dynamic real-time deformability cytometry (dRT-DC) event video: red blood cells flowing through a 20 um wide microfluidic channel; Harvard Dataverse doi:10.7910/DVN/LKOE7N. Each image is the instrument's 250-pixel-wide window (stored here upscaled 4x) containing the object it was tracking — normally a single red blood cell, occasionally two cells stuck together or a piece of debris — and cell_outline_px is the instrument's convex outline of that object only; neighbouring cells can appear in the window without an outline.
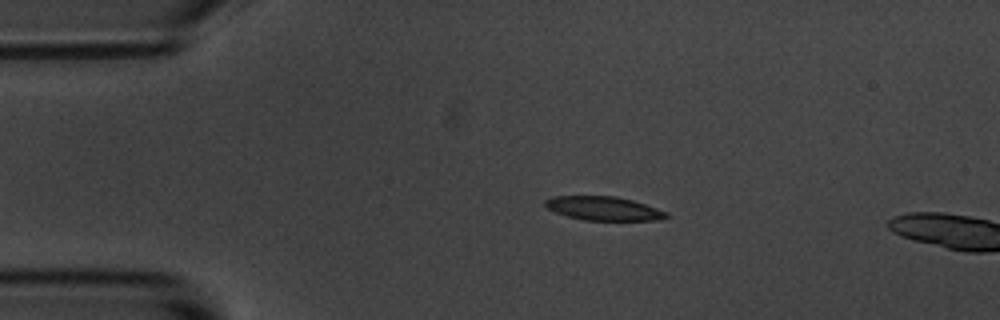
{"species": "common noctule bat (a hibernating species)", "species_latin": "Nyctalus noctula", "temperature_condition": "room temperature", "stored_images_in_passage": 4, "camera_frame_rate_fps": 3000, "um_per_image_px": 0.085, "animal": {"sex": "male", "body_mass_g": 20.1, "forearm_length_mm": 53.5}, "frame": {"image": 1, "passage_image": 3, "time_ms": 2.333, "image_size_px": [1000, 320], "cell_outline_px": [[668, 216], [656, 220], [584, 220], [568, 216], [556, 212], [548, 208], [544, 204], [544, 200], [552, 196], [616, 196], [632, 200], [668, 212]], "centroid_in_image_um": [51.28, 17.71], "position_along_channel_um": 33.7, "area_um2": 16.65}}